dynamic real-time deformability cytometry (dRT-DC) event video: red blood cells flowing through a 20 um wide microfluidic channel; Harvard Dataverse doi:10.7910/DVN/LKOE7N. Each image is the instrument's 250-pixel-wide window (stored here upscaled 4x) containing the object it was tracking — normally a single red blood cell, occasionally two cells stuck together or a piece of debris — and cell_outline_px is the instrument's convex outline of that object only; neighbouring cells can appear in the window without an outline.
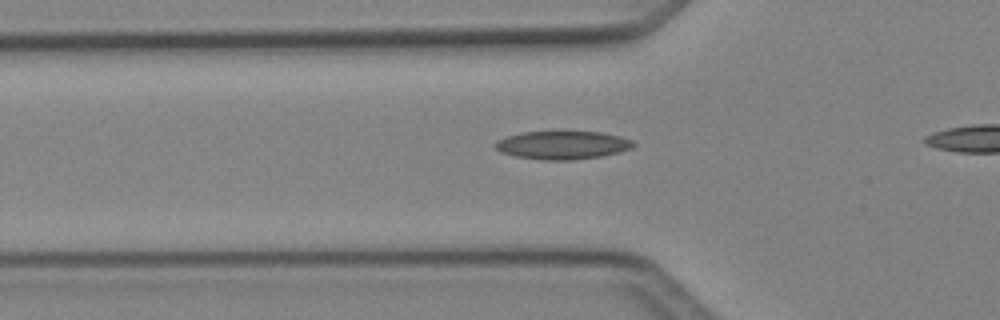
{"species": "Egyptian fruit bat (a non-hibernating species)", "species_latin": "Rousettus aegyptiacus", "temperature_condition": "cold", "stored_images_in_passage": 26, "camera_frame_rate_fps": 3000, "um_per_image_px": 0.085, "animal": {"sex": "female"}, "frame": {"image": 1, "passage_image": 3, "time_ms": 0.667, "image_size_px": [1000, 320], "cell_outline_px": [[636, 144], [632, 148], [620, 152], [600, 156], [572, 160], [540, 160], [516, 156], [500, 152], [492, 144], [496, 140], [520, 132], [600, 132], [620, 136], [632, 140]], "centroid_in_image_um": [47.8, 12.33], "position_along_channel_um": 78.0, "area_um2": 22.77}}
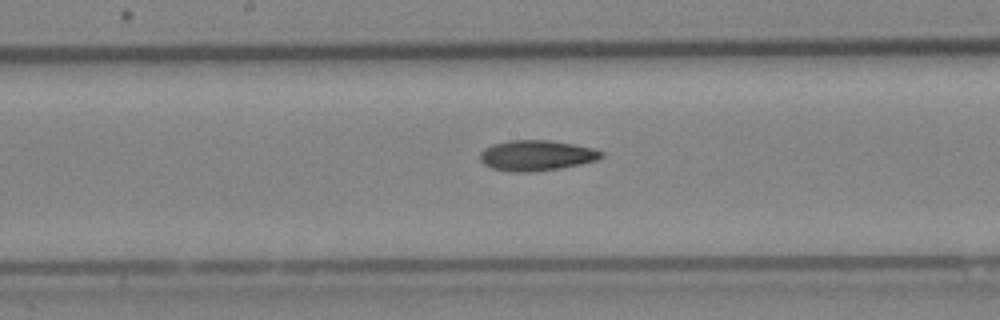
{"frame": {"image": 2, "passage_image": 12, "time_ms": 3.667, "image_size_px": [1000, 320], "cell_outline_px": [[604, 156], [596, 160], [580, 164], [560, 168], [532, 172], [512, 172], [492, 168], [484, 164], [480, 160], [480, 152], [484, 148], [492, 144], [508, 140], [548, 140], [572, 144], [592, 148], [604, 152]], "centroid_in_image_um": [45.57, 13.21], "position_along_channel_um": 202.6, "area_um2": 21.56}}
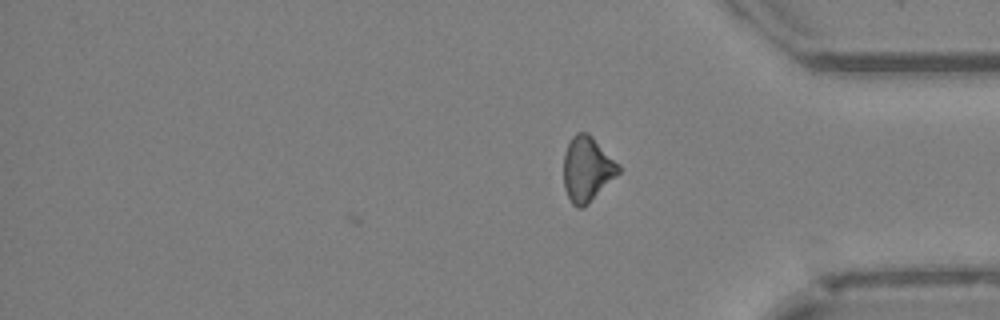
{"frame": {"image": 3, "passage_image": 26, "time_ms": 8.333, "image_size_px": [1000, 320], "cell_outline_px": [[620, 172], [584, 208], [576, 208], [572, 204], [564, 188], [564, 152], [572, 136], [576, 132], [588, 132], [620, 164]], "centroid_in_image_um": [49.9, 14.37], "position_along_channel_um": 385.3, "area_um2": 20.87}, "authors_computed_cell_mechanics": {"area_um2": 20.8947, "velocity_mm_per_s": 4.1486, "shape_relaxation_time_tau1_ms": 9.202, "shape_relaxation_time_tau2_ms": null, "deformation_change_tau1": 0.1711, "deformation_change_tau2": null}}